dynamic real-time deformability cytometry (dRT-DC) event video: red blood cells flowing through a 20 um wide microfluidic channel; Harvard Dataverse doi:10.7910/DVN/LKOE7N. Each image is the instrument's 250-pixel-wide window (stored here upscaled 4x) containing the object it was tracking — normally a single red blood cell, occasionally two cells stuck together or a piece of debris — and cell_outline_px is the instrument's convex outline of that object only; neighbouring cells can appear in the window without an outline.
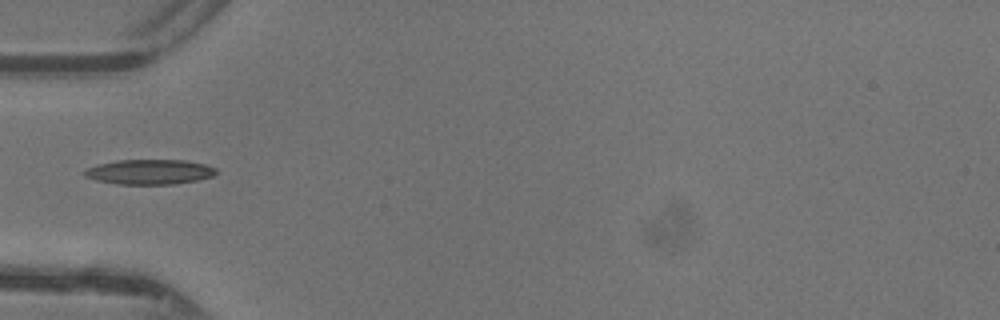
{"species": "common noctule bat (a hibernating species)", "species_latin": "Nyctalus noctula", "temperature_condition": "warm", "stored_images_in_passage": 29, "camera_frame_rate_fps": 3000, "um_per_image_px": 0.085, "animal": {"sex": "female"}, "frame": {"image": 1, "passage_image": 1, "time_ms": 0.0, "image_size_px": [1000, 320], "cell_outline_px": [[216, 172], [212, 176], [196, 180], [176, 184], [116, 184], [96, 180], [84, 176], [84, 172], [88, 168], [96, 164], [116, 160], [184, 160], [204, 164], [216, 168]], "centroid_in_image_um": [12.68, 14.61], "position_along_channel_um": 72.3, "area_um2": 19.07}}
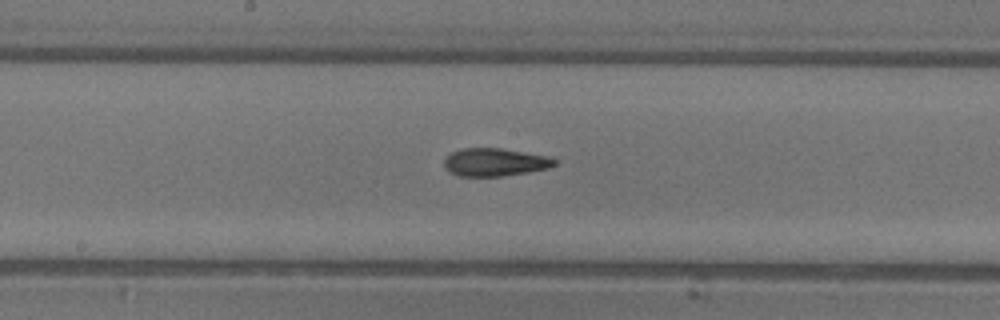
{"frame": {"image": 2, "passage_image": 10, "time_ms": 3.0, "image_size_px": [1000, 320], "cell_outline_px": [[556, 164], [548, 168], [528, 172], [504, 176], [460, 176], [448, 172], [444, 168], [444, 160], [452, 152], [460, 148], [500, 148], [548, 156], [556, 160]], "centroid_in_image_um": [42.04, 13.79], "position_along_channel_um": 206.2, "area_um2": 17.98}}
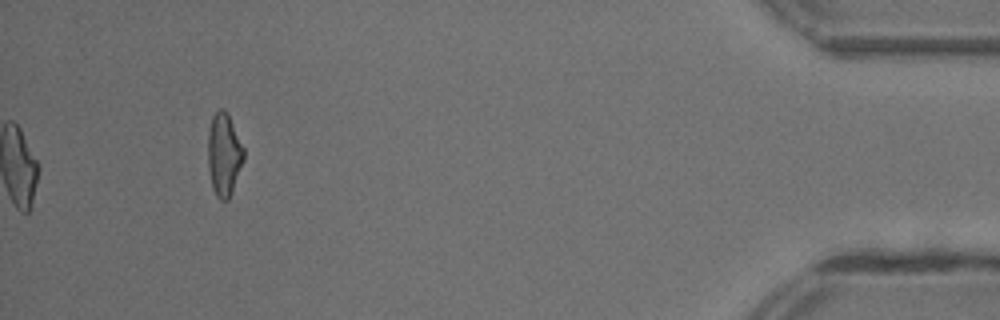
{"frame": {"image": 3, "passage_image": 29, "time_ms": 9.333, "image_size_px": [1000, 320], "cell_outline_px": [[244, 160], [232, 192], [228, 200], [220, 200], [216, 196], [212, 188], [208, 168], [208, 132], [212, 116], [220, 108], [224, 108], [228, 112], [244, 148]], "centroid_in_image_um": [19.04, 13.12], "position_along_channel_um": 416.2, "area_um2": 17.51}, "authors_computed_cell_mechanics": {"area_um2": 17.918, "velocity_mm_per_s": 4.4214, "shape_relaxation_time_tau1_ms": 6.9073, "shape_relaxation_time_tau2_ms": 2.1536, "deformation_change_tau1": 0.2098, "deformation_change_tau2": 0.1021}}